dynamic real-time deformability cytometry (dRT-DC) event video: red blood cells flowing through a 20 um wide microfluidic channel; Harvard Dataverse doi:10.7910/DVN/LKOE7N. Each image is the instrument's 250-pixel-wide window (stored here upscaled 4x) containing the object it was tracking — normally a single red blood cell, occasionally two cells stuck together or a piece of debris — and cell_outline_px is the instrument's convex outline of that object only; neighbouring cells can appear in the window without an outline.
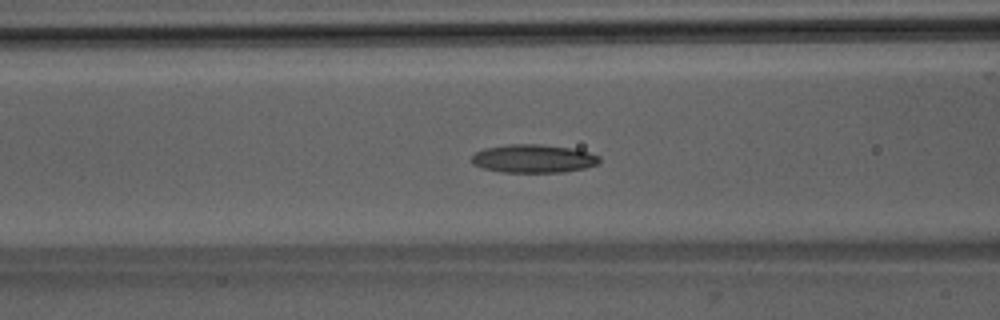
{"species": "Egyptian fruit bat (a non-hibernating species)", "species_latin": "Rousettus aegyptiacus", "temperature_condition": "room temperature", "stored_images_in_passage": 54, "segment_of_instrument_passage": [1, 2], "camera_frame_rate_fps": 3000, "um_per_image_px": 0.085, "animal": {"sex": "male"}, "frame": {"image": 1, "passage_image": 22, "time_ms": 7.0, "image_size_px": [1000, 320], "cell_outline_px": [[600, 164], [584, 168], [564, 172], [500, 172], [484, 168], [472, 164], [472, 156], [476, 152], [484, 148], [508, 144], [540, 144], [572, 148], [588, 152], [600, 156]], "centroid_in_image_um": [45.36, 13.48], "position_along_channel_um": 121.2, "area_um2": 21.15}}
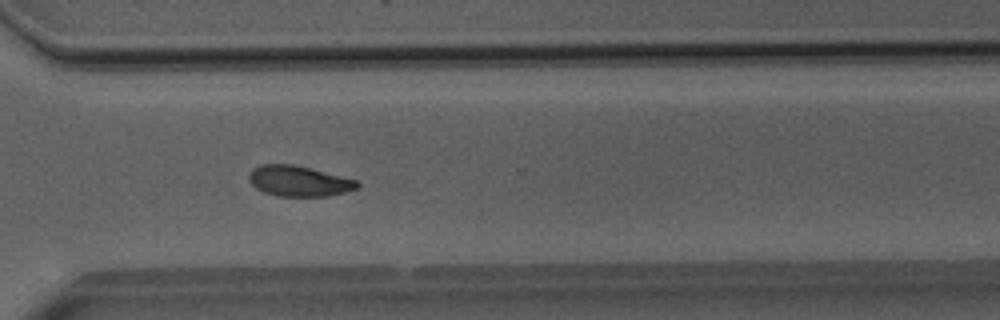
{"frame": {"image": 2, "passage_image": 39, "time_ms": 12.667, "image_size_px": [1000, 320], "cell_outline_px": [[360, 188], [328, 196], [276, 196], [264, 192], [256, 188], [248, 180], [248, 176], [252, 168], [260, 164], [292, 164], [312, 168], [356, 180], [360, 184]], "centroid_in_image_um": [25.39, 15.38], "position_along_channel_um": 345.2, "area_um2": 19.42}}
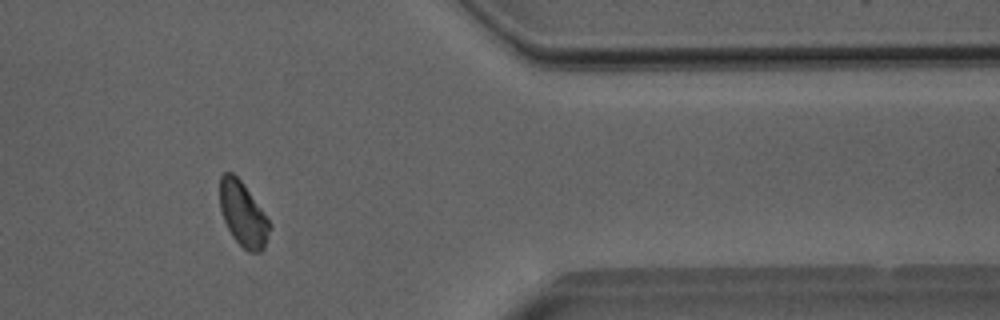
{"frame": {"image": 3, "passage_image": 44, "time_ms": 14.333, "image_size_px": [1000, 320], "cell_outline_px": [[272, 224], [264, 248], [260, 252], [248, 252], [232, 236], [224, 220], [220, 208], [220, 176], [224, 172], [232, 172], [244, 184]], "centroid_in_image_um": [20.66, 18.2], "position_along_channel_um": 390.7, "area_um2": 18.61}}